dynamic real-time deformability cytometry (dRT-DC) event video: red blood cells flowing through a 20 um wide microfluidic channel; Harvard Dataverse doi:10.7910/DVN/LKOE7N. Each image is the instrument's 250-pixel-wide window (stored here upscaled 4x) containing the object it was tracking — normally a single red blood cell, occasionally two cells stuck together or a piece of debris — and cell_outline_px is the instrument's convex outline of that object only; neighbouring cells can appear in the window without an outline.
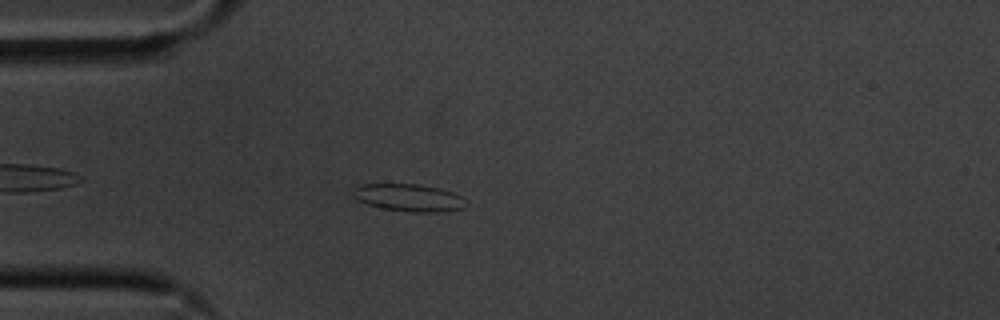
{"species": "common noctule bat (a hibernating species)", "species_latin": "Nyctalus noctula", "temperature_condition": "cold", "stored_images_in_passage": 47, "camera_frame_rate_fps": 3000, "um_per_image_px": 0.085, "animal": {"sex": "male", "body_mass_g": 20.1, "forearm_length_mm": 53.5}, "frame": {"image": 1, "passage_image": 6, "time_ms": 1.667, "image_size_px": [1000, 320], "cell_outline_px": [[468, 204], [464, 208], [440, 212], [412, 212], [380, 208], [368, 204], [352, 196], [352, 188], [360, 184], [416, 184], [440, 188], [452, 192], [468, 200]], "centroid_in_image_um": [34.77, 16.8], "position_along_channel_um": 50.2, "area_um2": 18.21}}
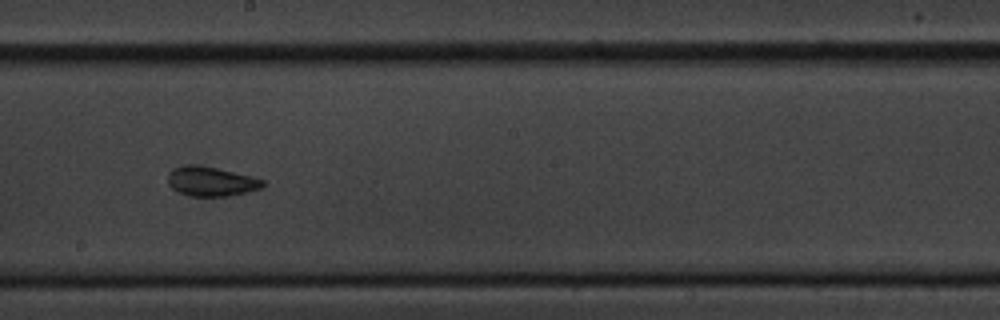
{"frame": {"image": 2, "passage_image": 22, "time_ms": 7.0, "image_size_px": [1000, 320], "cell_outline_px": [[264, 184], [260, 188], [228, 196], [192, 196], [180, 192], [172, 188], [168, 184], [168, 172], [172, 168], [184, 164], [196, 164], [216, 168], [252, 176], [264, 180]], "centroid_in_image_um": [17.89, 15.4], "position_along_channel_um": 230.3, "area_um2": 16.24}}
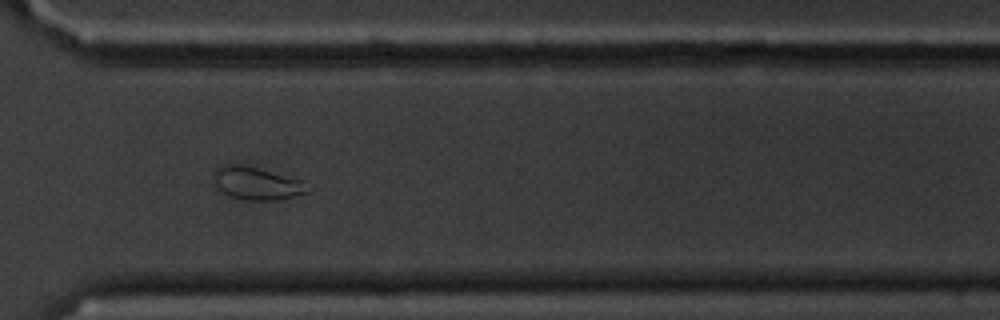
{"frame": {"image": 3, "passage_image": 32, "time_ms": 10.333, "image_size_px": [1000, 320], "cell_outline_px": [[312, 188], [308, 192], [276, 200], [248, 200], [232, 196], [220, 192], [216, 188], [212, 176], [212, 172], [220, 164], [240, 164], [304, 180]], "centroid_in_image_um": [21.79, 15.57], "position_along_channel_um": 348.8, "area_um2": 18.15}, "authors_computed_cell_mechanics": {"area_um2": 17.1666, "velocity_mm_per_s": 3.566, "shape_relaxation_time_tau1_ms": null, "shape_relaxation_time_tau2_ms": 3.1615, "deformation_change_tau1": null, "deformation_change_tau2": 0.085}}